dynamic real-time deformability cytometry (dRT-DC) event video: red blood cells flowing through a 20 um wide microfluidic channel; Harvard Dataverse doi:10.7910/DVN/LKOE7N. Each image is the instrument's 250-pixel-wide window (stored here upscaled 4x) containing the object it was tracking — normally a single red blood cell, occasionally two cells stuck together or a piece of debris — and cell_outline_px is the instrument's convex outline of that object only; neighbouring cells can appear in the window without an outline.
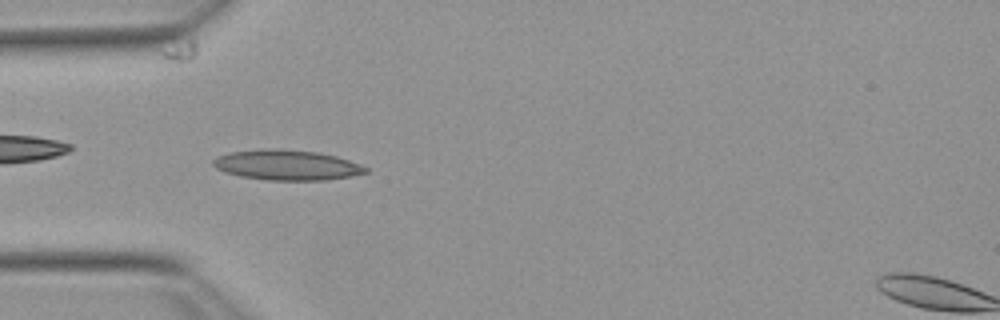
{"species": "Egyptian fruit bat (a non-hibernating species)", "species_latin": "Rousettus aegyptiacus", "temperature_condition": "warm", "stored_images_in_passage": 40, "camera_frame_rate_fps": 3000, "um_per_image_px": 0.085, "animal": {"sex": "female"}, "frame": {"image": 1, "passage_image": 10, "time_ms": 3.0, "image_size_px": [1000, 320], "cell_outline_px": [[368, 172], [348, 176], [324, 180], [268, 180], [240, 176], [224, 172], [216, 168], [212, 164], [212, 160], [216, 156], [228, 152], [264, 148], [280, 148], [316, 152], [336, 156], [360, 164], [368, 168]], "centroid_in_image_um": [24.32, 14.01], "position_along_channel_um": 60.7, "area_um2": 26.93}}
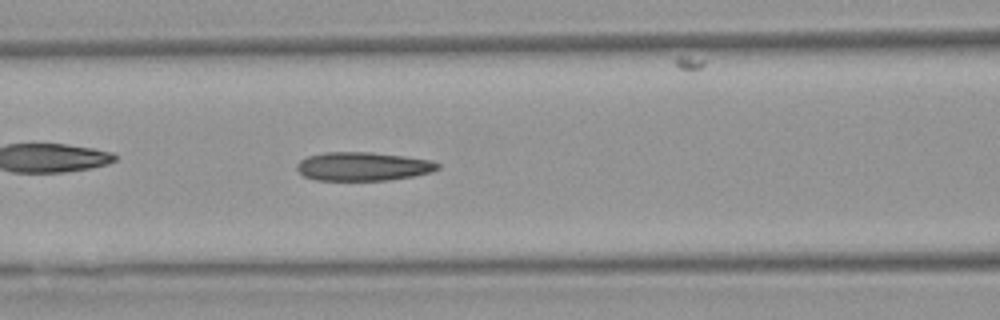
{"frame": {"image": 2, "passage_image": 16, "time_ms": 5.0, "image_size_px": [1000, 320], "cell_outline_px": [[440, 168], [432, 172], [412, 176], [388, 180], [316, 180], [304, 176], [296, 168], [296, 164], [300, 160], [308, 156], [324, 152], [372, 152], [404, 156], [432, 160], [440, 164]], "centroid_in_image_um": [30.86, 14.14], "position_along_channel_um": 135.7, "area_um2": 23.58}}
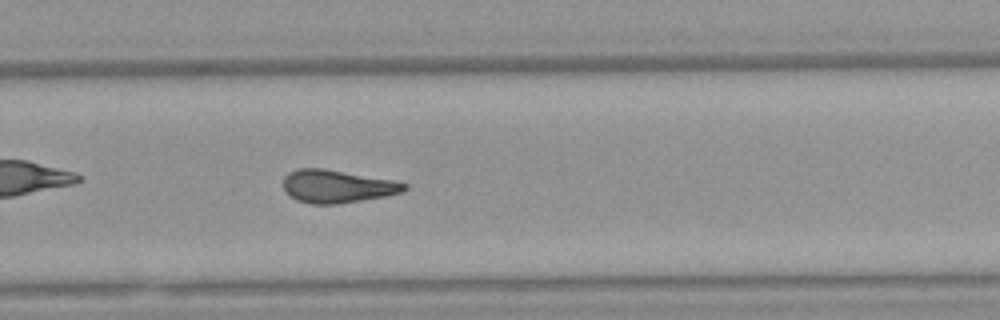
{"frame": {"image": 3, "passage_image": 29, "time_ms": 9.333, "image_size_px": [1000, 320], "cell_outline_px": [[408, 188], [400, 192], [388, 196], [336, 204], [312, 204], [296, 200], [284, 192], [284, 176], [288, 172], [296, 168], [324, 168], [392, 180], [408, 184]], "centroid_in_image_um": [28.62, 15.84], "position_along_channel_um": 301.2, "area_um2": 23.29}, "authors_computed_cell_mechanics": {"area_um2": 23.2645, "velocity_mm_per_s": 3.8324, "shape_relaxation_time_tau1_ms": null, "shape_relaxation_time_tau2_ms": 2.7966, "deformation_change_tau1": null, "deformation_change_tau2": 0.1069}}